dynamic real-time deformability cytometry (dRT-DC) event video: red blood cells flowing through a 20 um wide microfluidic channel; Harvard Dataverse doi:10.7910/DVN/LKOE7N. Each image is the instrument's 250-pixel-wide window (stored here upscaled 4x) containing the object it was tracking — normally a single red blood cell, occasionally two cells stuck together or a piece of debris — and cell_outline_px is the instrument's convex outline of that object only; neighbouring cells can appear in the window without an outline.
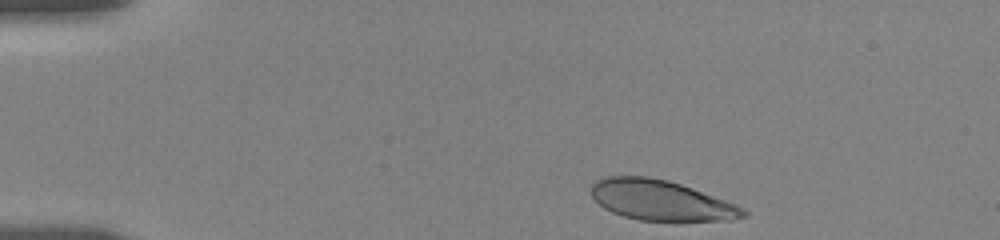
{"species": "human", "species_latin": "Homo sapiens", "temperature_condition": "room temperature", "stored_images_in_passage": 30, "camera_frame_rate_fps": 3000, "um_per_image_px": 0.085, "donor": {"sex": "female"}, "frame": {"image": 1, "passage_image": 1, "time_ms": 0.0, "image_size_px": [1000, 240], "cell_outline_px": [[748, 216], [732, 220], [676, 224], [640, 220], [624, 216], [612, 212], [604, 208], [592, 196], [592, 184], [596, 180], [604, 176], [648, 176], [668, 180], [692, 188], [736, 204], [744, 208], [748, 212]], "centroid_in_image_um": [56.25, 17.08], "position_along_channel_um": 28.7, "area_um2": 36.76}}
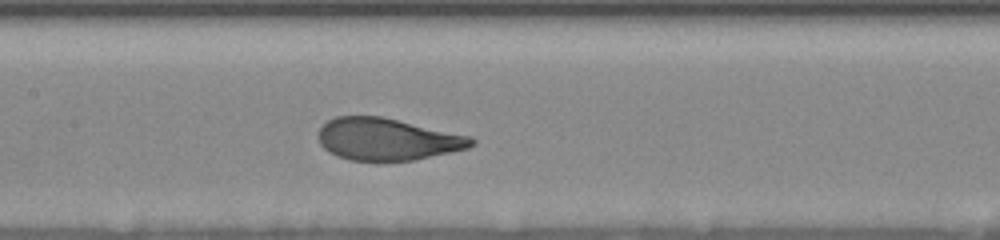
{"frame": {"image": 2, "passage_image": 17, "time_ms": 6.0, "image_size_px": [1000, 240], "cell_outline_px": [[476, 144], [468, 148], [412, 160], [348, 160], [336, 156], [328, 152], [320, 144], [320, 128], [328, 120], [336, 116], [384, 116], [472, 136], [476, 140]], "centroid_in_image_um": [32.95, 11.82], "position_along_channel_um": 174.5, "area_um2": 37.57}}
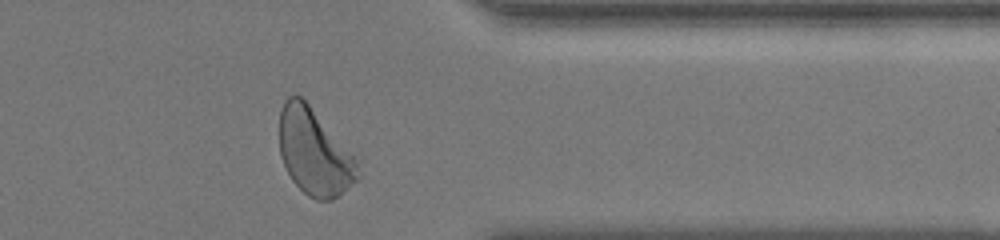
{"frame": {"image": 3, "passage_image": 29, "time_ms": 12.0, "image_size_px": [1000, 240], "cell_outline_px": [[360, 176], [356, 180], [332, 200], [316, 200], [308, 196], [292, 180], [280, 156], [280, 112], [284, 100], [288, 96], [300, 96], [308, 104], [360, 160]], "centroid_in_image_um": [26.75, 12.94], "position_along_channel_um": 384.7, "area_um2": 39.36}, "authors_computed_cell_mechanics": {"area_um2": 38.4081, "velocity_mm_per_s": 3.6126, "shape_relaxation_time_tau1_ms": 2.6614, "shape_relaxation_time_tau2_ms": null, "deformation_change_tau1": 0.1612, "deformation_change_tau2": null}}